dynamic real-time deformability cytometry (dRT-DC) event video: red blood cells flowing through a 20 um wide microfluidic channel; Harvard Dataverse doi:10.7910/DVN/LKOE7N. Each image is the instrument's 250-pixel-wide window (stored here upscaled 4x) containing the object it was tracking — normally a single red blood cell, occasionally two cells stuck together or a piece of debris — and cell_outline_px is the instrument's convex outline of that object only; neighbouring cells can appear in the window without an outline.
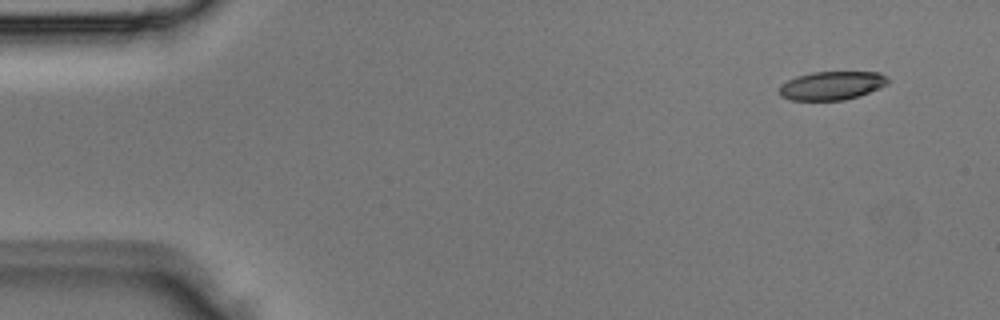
{"species": "Egyptian fruit bat (a non-hibernating species)", "species_latin": "Rousettus aegyptiacus", "temperature_condition": "room temperature", "stored_images_in_passage": 4, "camera_frame_rate_fps": 3000, "um_per_image_px": 0.085, "animal": {"sex": "male"}, "frame": {"image": 1, "passage_image": 1, "time_ms": 0.0, "image_size_px": [1000, 320], "cell_outline_px": [[888, 84], [880, 88], [844, 100], [792, 100], [780, 96], [780, 84], [796, 76], [812, 72], [880, 72], [888, 80]], "centroid_in_image_um": [70.67, 7.27], "position_along_channel_um": 14.3, "area_um2": 17.92}}